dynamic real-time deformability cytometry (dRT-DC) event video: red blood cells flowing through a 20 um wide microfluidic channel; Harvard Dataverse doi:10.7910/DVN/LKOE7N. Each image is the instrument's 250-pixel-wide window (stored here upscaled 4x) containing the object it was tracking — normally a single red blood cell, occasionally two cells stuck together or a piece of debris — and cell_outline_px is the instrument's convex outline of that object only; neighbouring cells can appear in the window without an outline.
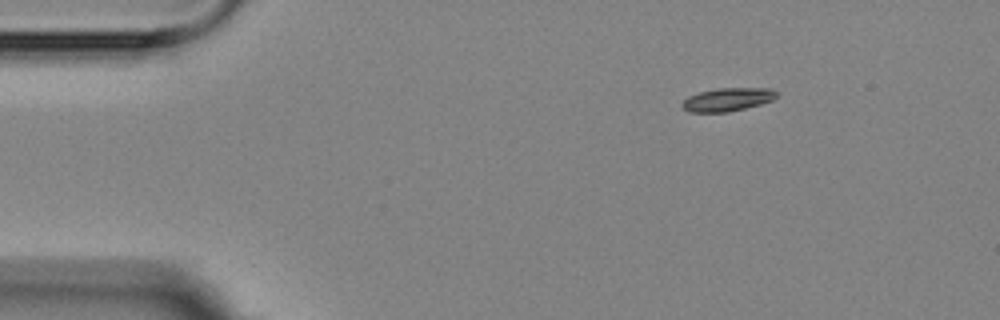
{"species": "Egyptian fruit bat (a non-hibernating species)", "species_latin": "Rousettus aegyptiacus", "temperature_condition": "room temperature", "stored_images_in_passage": 4, "camera_frame_rate_fps": 3000, "um_per_image_px": 0.085, "animal": {"sex": "female"}, "frame": {"image": 1, "passage_image": 1, "time_ms": 0.0, "image_size_px": [1000, 320], "cell_outline_px": [[776, 96], [772, 100], [760, 104], [728, 112], [688, 112], [680, 104], [688, 96], [700, 92], [716, 88], [772, 88], [776, 92]], "centroid_in_image_um": [61.81, 8.45], "position_along_channel_um": 23.2, "area_um2": 12.72}}
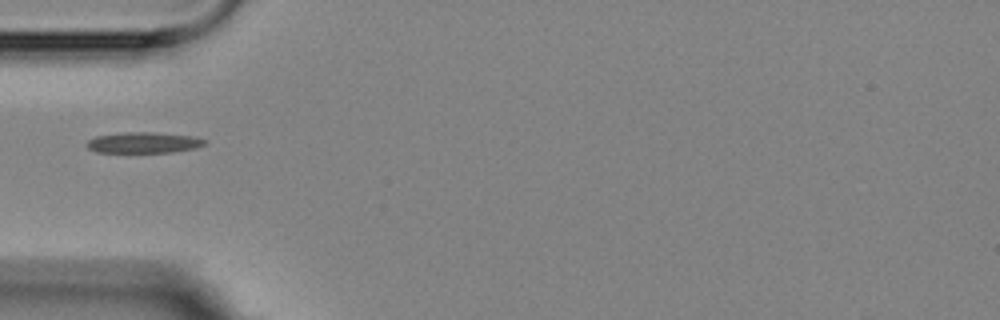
{"frame": {"image": 2, "passage_image": 4, "time_ms": 3.333, "image_size_px": [1000, 320], "cell_outline_px": [[208, 144], [196, 148], [172, 152], [96, 152], [88, 148], [84, 144], [88, 140], [96, 136], [124, 132], [156, 132], [192, 136], [208, 140]], "centroid_in_image_um": [12.23, 12.12], "position_along_channel_um": 72.8, "area_um2": 14.51}}